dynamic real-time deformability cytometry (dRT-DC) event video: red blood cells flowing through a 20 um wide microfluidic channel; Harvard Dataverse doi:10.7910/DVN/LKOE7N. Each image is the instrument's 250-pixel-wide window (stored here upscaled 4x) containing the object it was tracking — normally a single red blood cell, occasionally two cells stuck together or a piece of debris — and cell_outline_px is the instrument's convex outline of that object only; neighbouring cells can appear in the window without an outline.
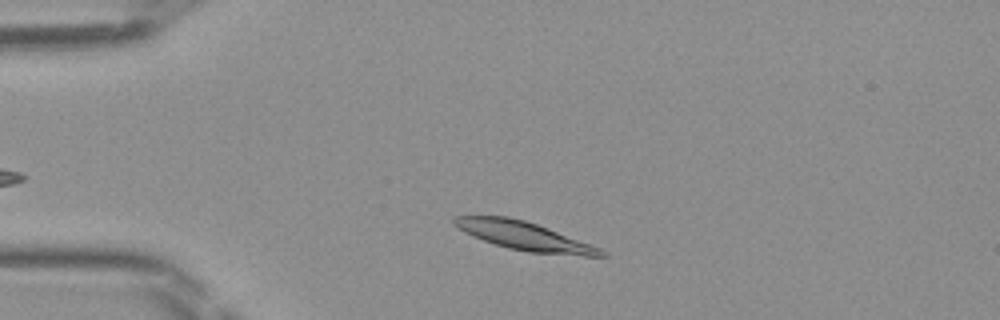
{"species": "Egyptian fruit bat (a non-hibernating species)", "species_latin": "Rousettus aegyptiacus", "temperature_condition": "room temperature", "stored_images_in_passage": 32, "camera_frame_rate_fps": 3000, "um_per_image_px": 0.085, "frame": {"image": 1, "passage_image": 4, "time_ms": 1.0, "image_size_px": [1000, 320], "cell_outline_px": [[608, 256], [584, 256], [528, 252], [508, 248], [472, 236], [464, 232], [452, 224], [452, 216], [508, 216], [524, 220], [548, 228], [600, 248], [608, 252]], "centroid_in_image_um": [44.55, 20.06], "position_along_channel_um": 40.5, "area_um2": 24.22}}
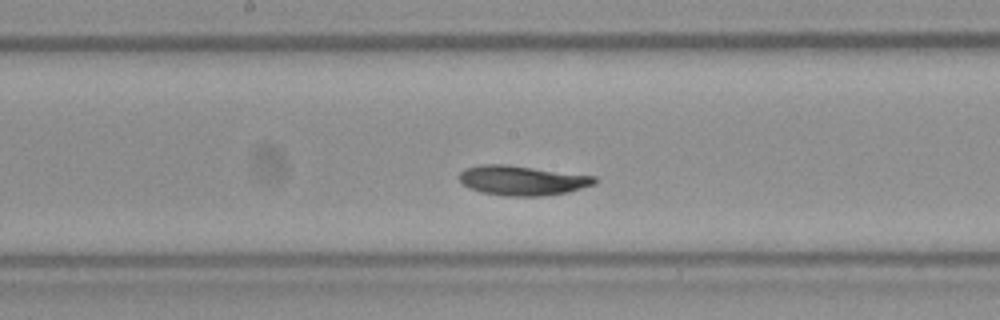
{"frame": {"image": 2, "passage_image": 18, "time_ms": 5.667, "image_size_px": [1000, 320], "cell_outline_px": [[596, 180], [592, 184], [568, 192], [540, 196], [504, 196], [480, 192], [468, 188], [456, 176], [464, 168], [480, 164], [508, 164], [596, 176]], "centroid_in_image_um": [44.31, 15.32], "position_along_channel_um": 203.9, "area_um2": 23.58}}
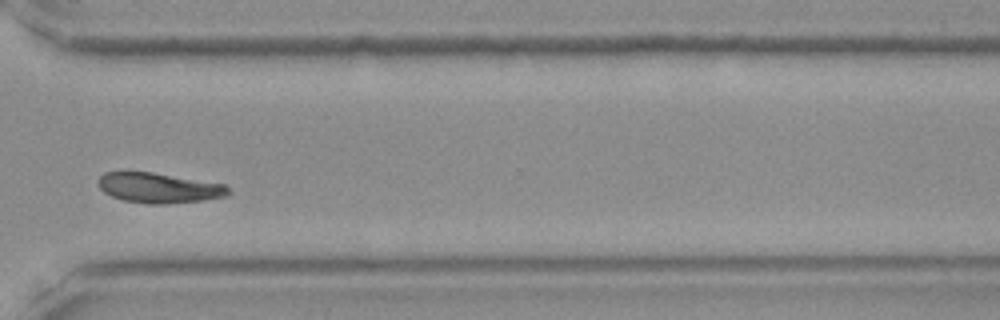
{"frame": {"image": 3, "passage_image": 29, "time_ms": 9.333, "image_size_px": [1000, 320], "cell_outline_px": [[232, 192], [228, 196], [204, 200], [164, 204], [148, 204], [124, 200], [112, 196], [104, 192], [100, 188], [96, 180], [104, 172], [152, 172], [224, 184]], "centroid_in_image_um": [13.51, 15.97], "position_along_channel_um": 357.1, "area_um2": 22.83}}